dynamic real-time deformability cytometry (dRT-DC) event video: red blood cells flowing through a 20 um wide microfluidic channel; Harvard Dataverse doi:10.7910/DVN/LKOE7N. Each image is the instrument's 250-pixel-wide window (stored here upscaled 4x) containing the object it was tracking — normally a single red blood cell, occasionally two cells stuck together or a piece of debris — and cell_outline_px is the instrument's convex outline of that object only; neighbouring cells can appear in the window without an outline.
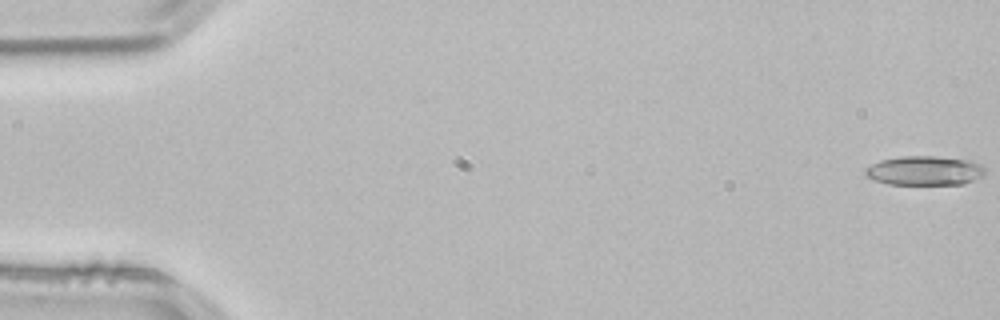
{"species": "common noctule bat (a hibernating species)", "species_latin": "Nyctalus noctula", "temperature_condition": "room temperature", "stored_images_in_passage": 53, "camera_frame_rate_fps": 3000, "um_per_image_px": 0.085, "animal": {"sex": "male", "body_mass_g": 21.5, "forearm_length_mm": 52.0}, "frame": {"image": 1, "passage_image": 1, "time_ms": 0.0, "image_size_px": [1000, 320], "cell_outline_px": [[984, 176], [964, 184], [888, 184], [872, 180], [864, 172], [864, 168], [880, 160], [900, 156], [932, 156], [972, 160], [980, 164], [984, 168]], "centroid_in_image_um": [78.59, 14.5], "position_along_channel_um": 6.4, "area_um2": 20.58}}
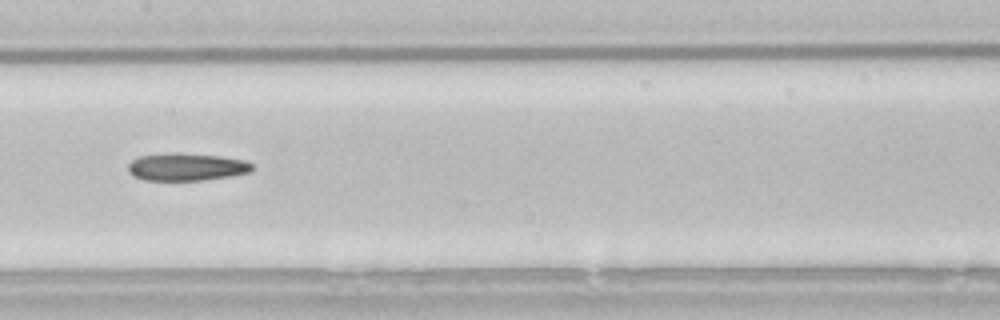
{"frame": {"image": 2, "passage_image": 27, "time_ms": 8.667, "image_size_px": [1000, 320], "cell_outline_px": [[252, 172], [232, 176], [204, 180], [144, 180], [128, 172], [128, 164], [132, 160], [140, 156], [172, 152], [180, 152], [220, 156], [244, 160], [252, 164]], "centroid_in_image_um": [15.87, 14.18], "position_along_channel_um": 191.5, "area_um2": 20.06}}
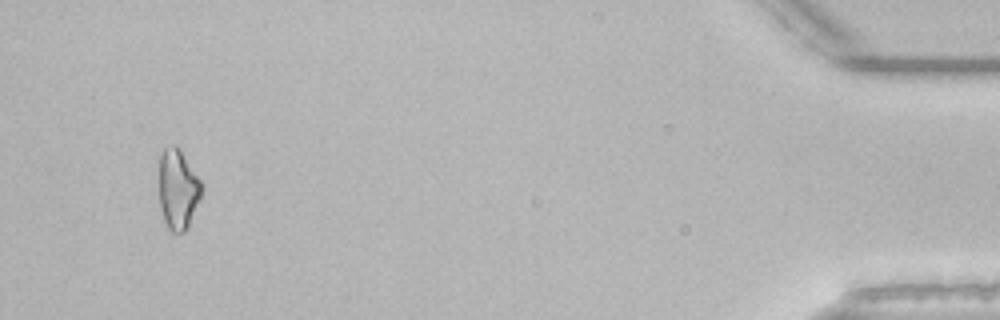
{"frame": {"image": 3, "passage_image": 51, "time_ms": 16.667, "image_size_px": [1000, 320], "cell_outline_px": [[200, 196], [188, 228], [184, 232], [172, 232], [168, 228], [164, 220], [160, 208], [160, 156], [164, 148], [172, 144], [176, 144], [180, 148], [200, 180]], "centroid_in_image_um": [15.11, 16.07], "position_along_channel_um": 420.1, "area_um2": 19.54}}